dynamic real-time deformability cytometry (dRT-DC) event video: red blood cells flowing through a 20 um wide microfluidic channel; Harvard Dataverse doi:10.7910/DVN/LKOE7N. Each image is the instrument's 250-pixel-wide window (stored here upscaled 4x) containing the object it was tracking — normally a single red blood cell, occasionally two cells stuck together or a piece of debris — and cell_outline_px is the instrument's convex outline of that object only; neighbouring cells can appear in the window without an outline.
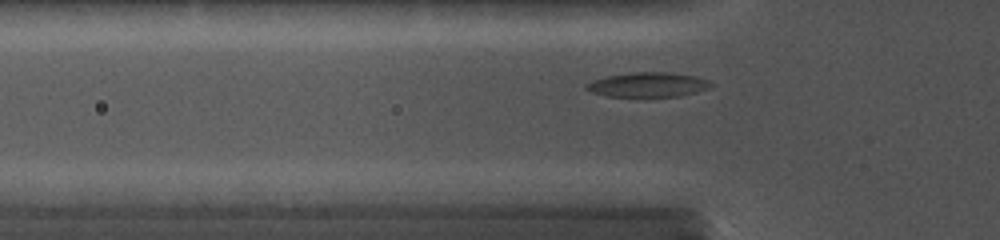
{"species": "common noctule bat (a hibernating species)", "species_latin": "Nyctalus noctula", "temperature_condition": "cold", "stored_images_in_passage": 35, "camera_frame_rate_fps": 5000, "um_per_image_px": 0.085, "animal": {"sex": "female", "body_mass_g": 19.0, "forearm_length_mm": 56.7}, "frame": {"image": 1, "passage_image": 12, "time_ms": 2.8, "image_size_px": [1000, 240], "cell_outline_px": [[712, 88], [680, 96], [608, 96], [592, 92], [584, 88], [584, 84], [592, 80], [608, 76], [632, 72], [668, 72], [696, 76], [708, 80], [712, 84]], "centroid_in_image_um": [55.09, 7.19], "position_along_channel_um": 70.7, "area_um2": 17.86}}
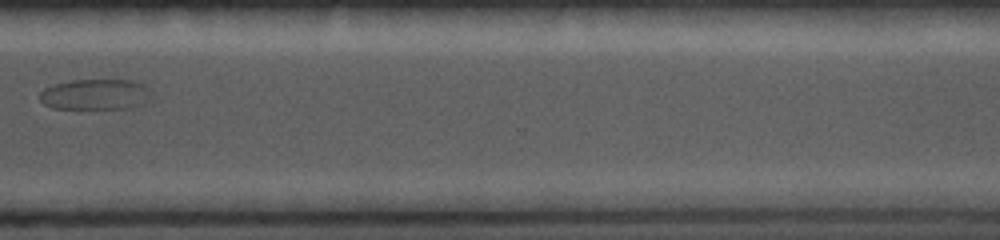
{"frame": {"image": 2, "passage_image": 26, "time_ms": 10.6, "image_size_px": [1000, 240], "cell_outline_px": [[156, 96], [152, 100], [144, 104], [132, 108], [52, 108], [44, 104], [40, 100], [40, 92], [44, 88], [52, 84], [72, 80], [132, 80], [144, 84]], "centroid_in_image_um": [8.19, 8.02], "position_along_channel_um": 362.4, "area_um2": 20.4}}
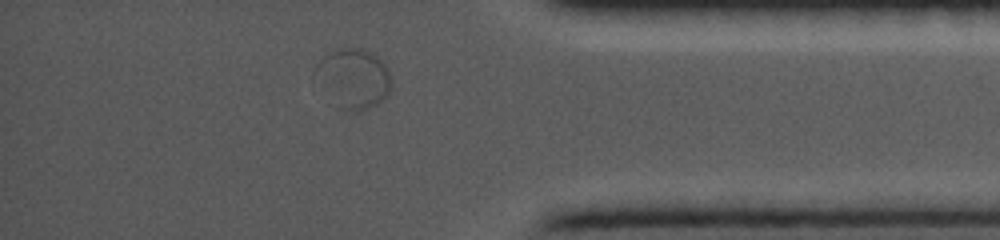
{"frame": {"image": 3, "passage_image": 28, "time_ms": 12.0, "image_size_px": [1000, 240], "cell_outline_px": [[392, 84], [388, 92], [376, 104], [356, 112], [340, 108], [312, 80], [312, 72], [316, 64], [324, 56], [336, 48], [360, 48], [376, 56], [388, 68], [392, 80]], "centroid_in_image_um": [29.96, 6.65], "position_along_channel_um": 405.2, "area_um2": 26.59}}